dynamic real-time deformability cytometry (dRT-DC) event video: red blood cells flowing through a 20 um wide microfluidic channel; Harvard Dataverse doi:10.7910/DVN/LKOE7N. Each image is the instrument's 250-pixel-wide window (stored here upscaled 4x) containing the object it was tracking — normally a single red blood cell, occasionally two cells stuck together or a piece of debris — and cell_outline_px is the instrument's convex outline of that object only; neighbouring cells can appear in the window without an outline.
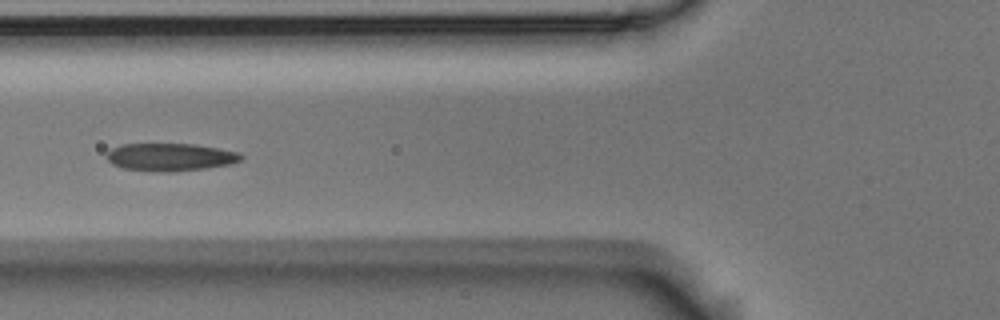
{"species": "Egyptian fruit bat (a non-hibernating species)", "species_latin": "Rousettus aegyptiacus", "temperature_condition": "room temperature", "stored_images_in_passage": 7, "camera_frame_rate_fps": 3000, "um_per_image_px": 0.085, "animal": {"sex": "male"}, "frame": {"image": 1, "passage_image": 5, "time_ms": 1.333, "image_size_px": [1000, 320], "cell_outline_px": [[244, 156], [240, 160], [228, 164], [208, 168], [172, 172], [152, 172], [120, 168], [112, 164], [108, 160], [108, 152], [112, 148], [120, 144], [192, 144], [240, 152]], "centroid_in_image_um": [14.45, 13.36], "position_along_channel_um": 111.4, "area_um2": 21.79}}
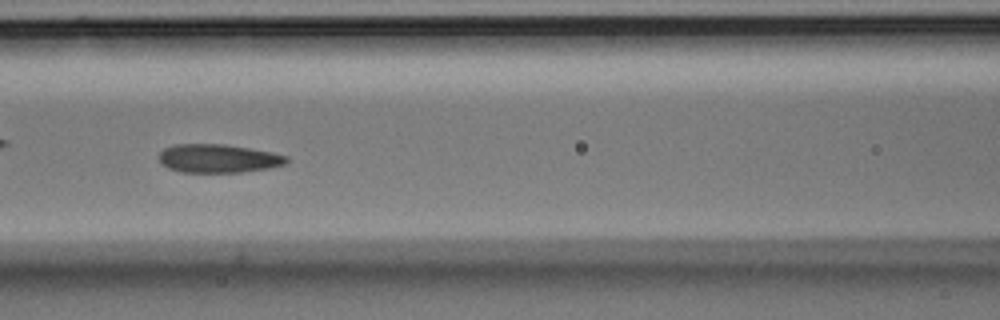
{"frame": {"image": 2, "passage_image": 6, "time_ms": 1.667, "image_size_px": [1000, 320], "cell_outline_px": [[288, 160], [284, 164], [268, 168], [240, 172], [180, 172], [168, 168], [160, 164], [160, 152], [164, 148], [176, 144], [224, 144], [272, 152], [288, 156]], "centroid_in_image_um": [18.52, 13.47], "position_along_channel_um": 148.1, "area_um2": 21.1}}
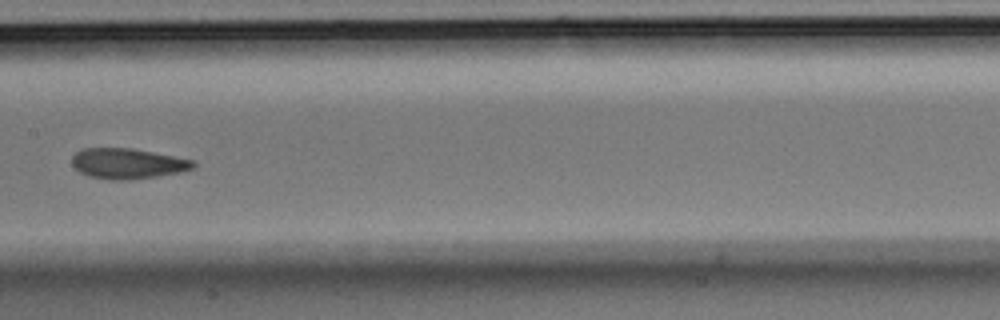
{"frame": {"image": 3, "passage_image": 7, "time_ms": 2.0, "image_size_px": [1000, 320], "cell_outline_px": [[196, 164], [192, 168], [180, 172], [156, 176], [128, 180], [108, 180], [88, 176], [80, 172], [72, 164], [72, 156], [80, 148], [132, 148], [196, 160]], "centroid_in_image_um": [10.83, 13.89], "position_along_channel_um": 196.6, "area_um2": 21.62}}